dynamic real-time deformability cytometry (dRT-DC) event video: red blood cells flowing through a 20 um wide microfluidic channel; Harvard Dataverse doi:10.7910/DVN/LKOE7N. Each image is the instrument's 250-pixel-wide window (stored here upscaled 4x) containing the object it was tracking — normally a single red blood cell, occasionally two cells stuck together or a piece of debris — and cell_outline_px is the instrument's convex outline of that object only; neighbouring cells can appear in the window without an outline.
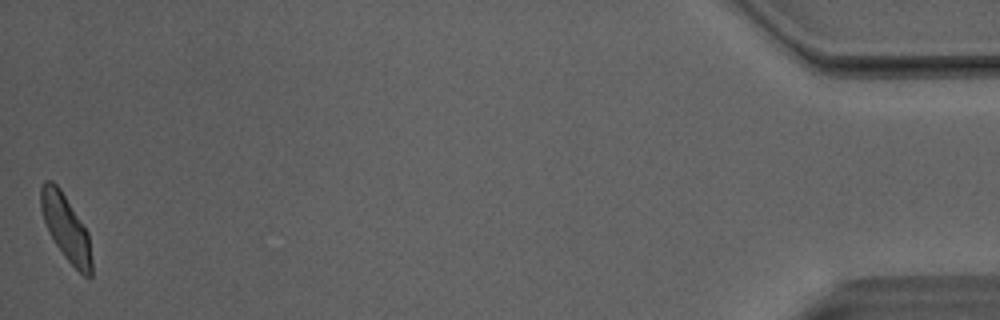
{"species": "Egyptian fruit bat (a non-hibernating species)", "species_latin": "Rousettus aegyptiacus", "temperature_condition": "room temperature", "stored_images_in_passage": 50, "camera_frame_rate_fps": 3000, "um_per_image_px": 0.085, "animal": {"sex": "male"}, "frame": {"image": 1, "passage_image": 50, "time_ms": 16.333, "image_size_px": [1000, 320], "cell_outline_px": [[92, 276], [84, 276], [64, 256], [48, 232], [40, 208], [40, 188], [44, 180], [52, 180], [60, 188], [88, 232], [92, 260]], "centroid_in_image_um": [5.59, 19.33], "position_along_channel_um": 429.6, "area_um2": 19.36}, "authors_computed_cell_mechanics": {"area_um2": 20.2878, "velocity_mm_per_s": 4.0645, "shape_relaxation_time_tau1_ms": 3.5877, "shape_relaxation_time_tau2_ms": 1.4914, "deformation_change_tau1": 0.1252, "deformation_change_tau2": 0.0475}}